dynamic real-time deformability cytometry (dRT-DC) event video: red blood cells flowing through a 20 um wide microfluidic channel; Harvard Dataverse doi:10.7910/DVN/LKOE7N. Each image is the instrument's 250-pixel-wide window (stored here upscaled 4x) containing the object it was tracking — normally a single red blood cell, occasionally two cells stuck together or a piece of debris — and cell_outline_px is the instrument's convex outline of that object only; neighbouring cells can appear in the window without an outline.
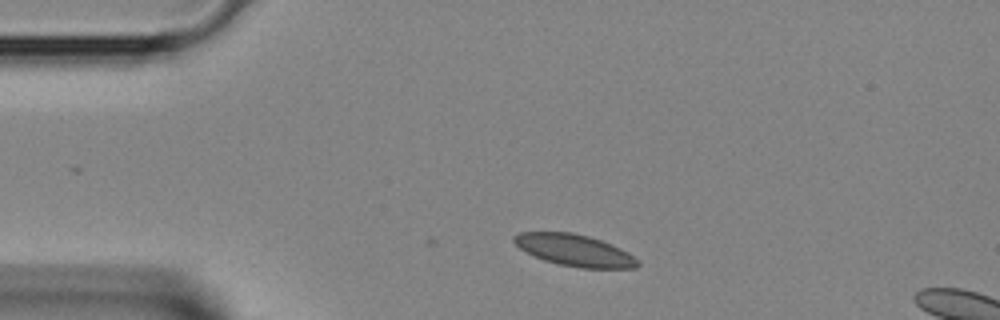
{"species": "Egyptian fruit bat (a non-hibernating species)", "species_latin": "Rousettus aegyptiacus", "temperature_condition": "room temperature", "stored_images_in_passage": 2, "camera_frame_rate_fps": 3000, "um_per_image_px": 0.085, "animal": {"sex": "female"}, "frame": {"image": 1, "passage_image": 1, "time_ms": 0.0, "image_size_px": [1000, 320], "cell_outline_px": [[640, 264], [636, 268], [580, 268], [556, 264], [544, 260], [520, 248], [512, 240], [512, 236], [520, 232], [572, 232], [588, 236], [600, 240], [620, 248], [628, 252], [640, 260]], "centroid_in_image_um": [48.86, 21.28], "position_along_channel_um": 36.1, "area_um2": 22.83}}